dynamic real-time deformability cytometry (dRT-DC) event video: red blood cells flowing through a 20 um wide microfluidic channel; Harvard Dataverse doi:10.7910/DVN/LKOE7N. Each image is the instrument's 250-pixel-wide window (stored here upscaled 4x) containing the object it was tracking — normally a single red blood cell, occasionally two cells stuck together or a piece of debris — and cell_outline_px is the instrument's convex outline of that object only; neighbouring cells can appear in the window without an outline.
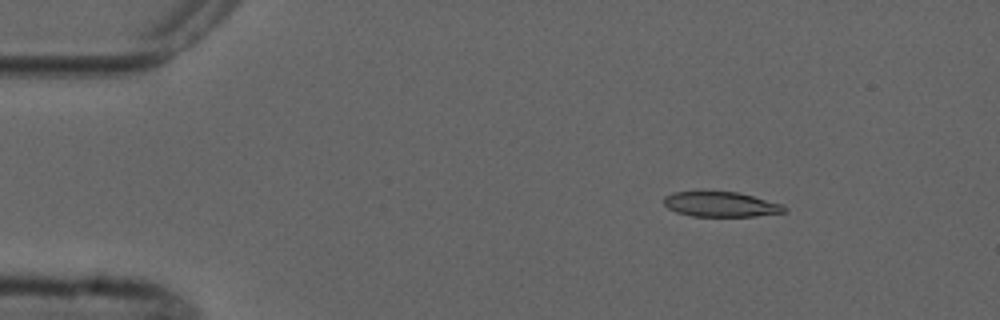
{"species": "common noctule bat (a hibernating species)", "species_latin": "Nyctalus noctula", "temperature_condition": "cold", "stored_images_in_passage": 4, "camera_frame_rate_fps": 3000, "um_per_image_px": 0.085, "animal": {"sex": "male", "forearm_length_mm": 52.5}, "frame": {"image": 1, "passage_image": 2, "time_ms": 2.0, "image_size_px": [1000, 320], "cell_outline_px": [[788, 212], [756, 216], [692, 216], [676, 212], [668, 208], [664, 204], [664, 196], [672, 192], [736, 192], [752, 196], [780, 204], [788, 208]], "centroid_in_image_um": [61.27, 17.38], "position_along_channel_um": 23.7, "area_um2": 17.4}}